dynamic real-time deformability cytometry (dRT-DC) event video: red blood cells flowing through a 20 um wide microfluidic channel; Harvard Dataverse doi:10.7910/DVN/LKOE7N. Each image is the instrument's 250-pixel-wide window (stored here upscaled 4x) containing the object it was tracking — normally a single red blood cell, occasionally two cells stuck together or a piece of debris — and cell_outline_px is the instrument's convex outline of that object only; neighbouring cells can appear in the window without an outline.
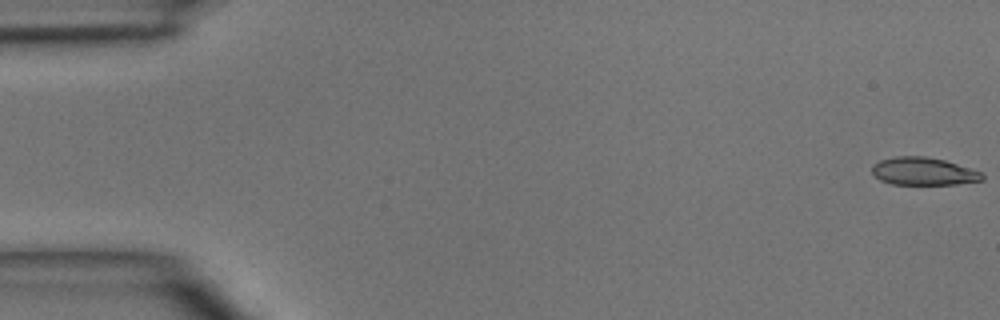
{"species": "common noctule bat (a hibernating species)", "species_latin": "Nyctalus noctula", "temperature_condition": "room temperature", "stored_images_in_passage": 6, "camera_frame_rate_fps": 3000, "um_per_image_px": 0.085, "animal": {"sex": "male", "body_mass_g": 15.6}, "frame": {"image": 1, "passage_image": 1, "time_ms": 0.0, "image_size_px": [1000, 320], "cell_outline_px": [[984, 180], [956, 184], [892, 184], [880, 180], [872, 172], [872, 164], [880, 160], [896, 156], [924, 156], [944, 160], [972, 168], [984, 172]], "centroid_in_image_um": [78.52, 14.56], "position_along_channel_um": 6.5, "area_um2": 17.92}}
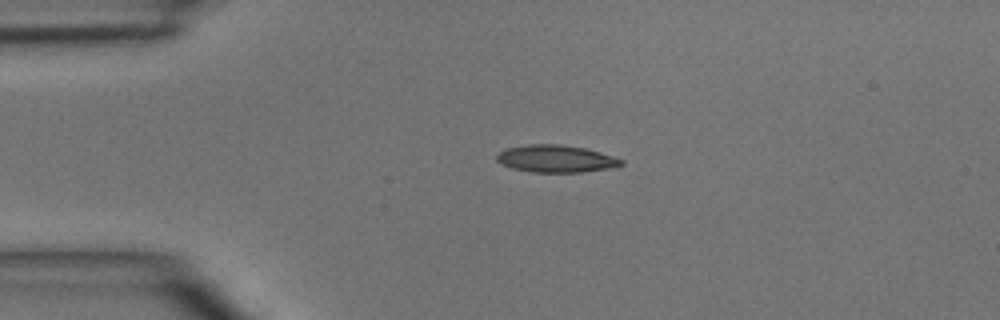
{"frame": {"image": 2, "passage_image": 4, "time_ms": 3.333, "image_size_px": [1000, 320], "cell_outline_px": [[624, 164], [608, 168], [580, 172], [532, 172], [512, 168], [500, 164], [496, 160], [496, 156], [504, 148], [528, 144], [560, 144], [584, 148], [600, 152], [624, 160]], "centroid_in_image_um": [47.21, 13.48], "position_along_channel_um": 37.8, "area_um2": 19.77}}
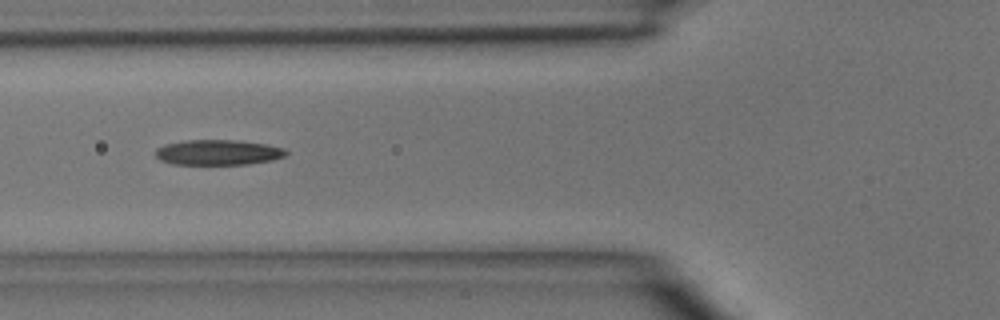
{"frame": {"image": 3, "passage_image": 6, "time_ms": 5.667, "image_size_px": [1000, 320], "cell_outline_px": [[288, 152], [284, 156], [272, 160], [248, 164], [172, 164], [160, 160], [156, 156], [156, 148], [164, 144], [188, 140], [236, 140], [264, 144], [284, 148]], "centroid_in_image_um": [18.51, 12.95], "position_along_channel_um": 107.3, "area_um2": 19.13}}